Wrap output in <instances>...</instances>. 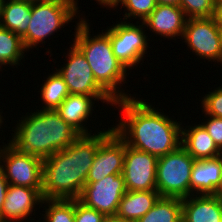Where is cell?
<instances>
[{
    "label": "cell",
    "instance_id": "obj_1",
    "mask_svg": "<svg viewBox=\"0 0 222 222\" xmlns=\"http://www.w3.org/2000/svg\"><path fill=\"white\" fill-rule=\"evenodd\" d=\"M138 95L115 102L113 111L117 108L121 115L117 113L115 125L110 126L126 145L157 158L177 150L181 146L183 120L169 117L153 102H146L149 99Z\"/></svg>",
    "mask_w": 222,
    "mask_h": 222
},
{
    "label": "cell",
    "instance_id": "obj_2",
    "mask_svg": "<svg viewBox=\"0 0 222 222\" xmlns=\"http://www.w3.org/2000/svg\"><path fill=\"white\" fill-rule=\"evenodd\" d=\"M99 125L90 126L96 130L92 134H81L70 146L43 159V199H79L99 145L114 131L102 120Z\"/></svg>",
    "mask_w": 222,
    "mask_h": 222
},
{
    "label": "cell",
    "instance_id": "obj_3",
    "mask_svg": "<svg viewBox=\"0 0 222 222\" xmlns=\"http://www.w3.org/2000/svg\"><path fill=\"white\" fill-rule=\"evenodd\" d=\"M36 109V110H35ZM29 110L12 128L9 143L17 150L45 159L70 146L81 134L56 110Z\"/></svg>",
    "mask_w": 222,
    "mask_h": 222
},
{
    "label": "cell",
    "instance_id": "obj_4",
    "mask_svg": "<svg viewBox=\"0 0 222 222\" xmlns=\"http://www.w3.org/2000/svg\"><path fill=\"white\" fill-rule=\"evenodd\" d=\"M89 21L85 16L75 21L72 43L86 57L95 80L115 101L136 96L125 89L130 72L113 54L109 36L103 30L94 35Z\"/></svg>",
    "mask_w": 222,
    "mask_h": 222
},
{
    "label": "cell",
    "instance_id": "obj_5",
    "mask_svg": "<svg viewBox=\"0 0 222 222\" xmlns=\"http://www.w3.org/2000/svg\"><path fill=\"white\" fill-rule=\"evenodd\" d=\"M79 8L76 0H47L32 3L27 33L22 37L28 53L31 49L42 47L55 33L61 32L60 30L65 31L64 27L70 25V22L74 23L73 20L83 19L84 16Z\"/></svg>",
    "mask_w": 222,
    "mask_h": 222
},
{
    "label": "cell",
    "instance_id": "obj_6",
    "mask_svg": "<svg viewBox=\"0 0 222 222\" xmlns=\"http://www.w3.org/2000/svg\"><path fill=\"white\" fill-rule=\"evenodd\" d=\"M106 29V30H105ZM103 31L109 36L113 54L131 73L139 64L144 65L145 57L150 56L148 52L154 46L149 39L143 22L133 23L131 21L119 20L112 26L105 27ZM151 40V41H150ZM151 46V47H150ZM147 55V56H146ZM142 62V63H141Z\"/></svg>",
    "mask_w": 222,
    "mask_h": 222
},
{
    "label": "cell",
    "instance_id": "obj_7",
    "mask_svg": "<svg viewBox=\"0 0 222 222\" xmlns=\"http://www.w3.org/2000/svg\"><path fill=\"white\" fill-rule=\"evenodd\" d=\"M67 52H63L65 60L60 68H55L65 81L70 94L86 95L93 97L99 105V101L113 109L115 100L97 83L92 69L83 53L72 43Z\"/></svg>",
    "mask_w": 222,
    "mask_h": 222
},
{
    "label": "cell",
    "instance_id": "obj_8",
    "mask_svg": "<svg viewBox=\"0 0 222 222\" xmlns=\"http://www.w3.org/2000/svg\"><path fill=\"white\" fill-rule=\"evenodd\" d=\"M195 159L180 146L158 158L156 188L161 197L184 199L190 196V178Z\"/></svg>",
    "mask_w": 222,
    "mask_h": 222
},
{
    "label": "cell",
    "instance_id": "obj_9",
    "mask_svg": "<svg viewBox=\"0 0 222 222\" xmlns=\"http://www.w3.org/2000/svg\"><path fill=\"white\" fill-rule=\"evenodd\" d=\"M194 58L222 66V48L219 24L213 17L188 18L181 38ZM192 50V51H191ZM206 60V61H205ZM218 63V64H217Z\"/></svg>",
    "mask_w": 222,
    "mask_h": 222
},
{
    "label": "cell",
    "instance_id": "obj_10",
    "mask_svg": "<svg viewBox=\"0 0 222 222\" xmlns=\"http://www.w3.org/2000/svg\"><path fill=\"white\" fill-rule=\"evenodd\" d=\"M4 144V145H2ZM0 145V169L10 185L43 187V159L17 150L8 140Z\"/></svg>",
    "mask_w": 222,
    "mask_h": 222
},
{
    "label": "cell",
    "instance_id": "obj_11",
    "mask_svg": "<svg viewBox=\"0 0 222 222\" xmlns=\"http://www.w3.org/2000/svg\"><path fill=\"white\" fill-rule=\"evenodd\" d=\"M123 175H109L96 182H86L79 200L105 216H115L126 193Z\"/></svg>",
    "mask_w": 222,
    "mask_h": 222
},
{
    "label": "cell",
    "instance_id": "obj_12",
    "mask_svg": "<svg viewBox=\"0 0 222 222\" xmlns=\"http://www.w3.org/2000/svg\"><path fill=\"white\" fill-rule=\"evenodd\" d=\"M158 158L150 153L126 145L122 175L127 191L157 190Z\"/></svg>",
    "mask_w": 222,
    "mask_h": 222
},
{
    "label": "cell",
    "instance_id": "obj_13",
    "mask_svg": "<svg viewBox=\"0 0 222 222\" xmlns=\"http://www.w3.org/2000/svg\"><path fill=\"white\" fill-rule=\"evenodd\" d=\"M42 202V188L9 184L1 211V222H35L36 216L37 219L40 217Z\"/></svg>",
    "mask_w": 222,
    "mask_h": 222
},
{
    "label": "cell",
    "instance_id": "obj_14",
    "mask_svg": "<svg viewBox=\"0 0 222 222\" xmlns=\"http://www.w3.org/2000/svg\"><path fill=\"white\" fill-rule=\"evenodd\" d=\"M125 159V141L113 131L98 147L86 182H96L109 175H120Z\"/></svg>",
    "mask_w": 222,
    "mask_h": 222
},
{
    "label": "cell",
    "instance_id": "obj_15",
    "mask_svg": "<svg viewBox=\"0 0 222 222\" xmlns=\"http://www.w3.org/2000/svg\"><path fill=\"white\" fill-rule=\"evenodd\" d=\"M186 16L183 10L179 6L157 4L154 11L144 20V25L148 31V36L165 38L174 40L182 38L185 29ZM154 34V35H153ZM153 35V36H152ZM161 37V38H160ZM177 37V38H176Z\"/></svg>",
    "mask_w": 222,
    "mask_h": 222
},
{
    "label": "cell",
    "instance_id": "obj_16",
    "mask_svg": "<svg viewBox=\"0 0 222 222\" xmlns=\"http://www.w3.org/2000/svg\"><path fill=\"white\" fill-rule=\"evenodd\" d=\"M95 103L97 105L98 102L91 96L69 94L56 111L66 123L70 124L80 134H92L94 130L88 127L92 124H96L93 123L97 118V114H95L94 111L96 109ZM93 113L95 115H92ZM90 121L92 124H90Z\"/></svg>",
    "mask_w": 222,
    "mask_h": 222
},
{
    "label": "cell",
    "instance_id": "obj_17",
    "mask_svg": "<svg viewBox=\"0 0 222 222\" xmlns=\"http://www.w3.org/2000/svg\"><path fill=\"white\" fill-rule=\"evenodd\" d=\"M182 222H222V197L202 194L182 199Z\"/></svg>",
    "mask_w": 222,
    "mask_h": 222
},
{
    "label": "cell",
    "instance_id": "obj_18",
    "mask_svg": "<svg viewBox=\"0 0 222 222\" xmlns=\"http://www.w3.org/2000/svg\"><path fill=\"white\" fill-rule=\"evenodd\" d=\"M192 123V125H191ZM188 125L182 123L181 146L195 160L217 158L221 150L217 147L214 140L210 137L204 126L197 121ZM185 125V126H184Z\"/></svg>",
    "mask_w": 222,
    "mask_h": 222
},
{
    "label": "cell",
    "instance_id": "obj_19",
    "mask_svg": "<svg viewBox=\"0 0 222 222\" xmlns=\"http://www.w3.org/2000/svg\"><path fill=\"white\" fill-rule=\"evenodd\" d=\"M221 160H195L190 178V196L202 194H218L221 182Z\"/></svg>",
    "mask_w": 222,
    "mask_h": 222
},
{
    "label": "cell",
    "instance_id": "obj_20",
    "mask_svg": "<svg viewBox=\"0 0 222 222\" xmlns=\"http://www.w3.org/2000/svg\"><path fill=\"white\" fill-rule=\"evenodd\" d=\"M160 197L157 190L126 191L115 216L121 222H137L154 206Z\"/></svg>",
    "mask_w": 222,
    "mask_h": 222
},
{
    "label": "cell",
    "instance_id": "obj_21",
    "mask_svg": "<svg viewBox=\"0 0 222 222\" xmlns=\"http://www.w3.org/2000/svg\"><path fill=\"white\" fill-rule=\"evenodd\" d=\"M32 4L21 0H4L0 26L21 38L27 33Z\"/></svg>",
    "mask_w": 222,
    "mask_h": 222
},
{
    "label": "cell",
    "instance_id": "obj_22",
    "mask_svg": "<svg viewBox=\"0 0 222 222\" xmlns=\"http://www.w3.org/2000/svg\"><path fill=\"white\" fill-rule=\"evenodd\" d=\"M46 76L44 80L42 79V84L37 86H41L37 92L40 93L39 99L42 105H35V107H39L41 110H56L70 92L65 81L56 70Z\"/></svg>",
    "mask_w": 222,
    "mask_h": 222
},
{
    "label": "cell",
    "instance_id": "obj_23",
    "mask_svg": "<svg viewBox=\"0 0 222 222\" xmlns=\"http://www.w3.org/2000/svg\"><path fill=\"white\" fill-rule=\"evenodd\" d=\"M27 52L20 36L0 26V63L5 68L22 66Z\"/></svg>",
    "mask_w": 222,
    "mask_h": 222
},
{
    "label": "cell",
    "instance_id": "obj_24",
    "mask_svg": "<svg viewBox=\"0 0 222 222\" xmlns=\"http://www.w3.org/2000/svg\"><path fill=\"white\" fill-rule=\"evenodd\" d=\"M137 222H182V199L160 197Z\"/></svg>",
    "mask_w": 222,
    "mask_h": 222
},
{
    "label": "cell",
    "instance_id": "obj_25",
    "mask_svg": "<svg viewBox=\"0 0 222 222\" xmlns=\"http://www.w3.org/2000/svg\"><path fill=\"white\" fill-rule=\"evenodd\" d=\"M41 208L36 222H75V199H43Z\"/></svg>",
    "mask_w": 222,
    "mask_h": 222
},
{
    "label": "cell",
    "instance_id": "obj_26",
    "mask_svg": "<svg viewBox=\"0 0 222 222\" xmlns=\"http://www.w3.org/2000/svg\"><path fill=\"white\" fill-rule=\"evenodd\" d=\"M156 6V0H119L118 3L110 10L114 11L116 9L118 14V11L121 12V10H123L122 8H124V14L121 16L123 18H120L119 20L127 22L131 20L132 22L136 19L138 20L137 22H144V20L154 11Z\"/></svg>",
    "mask_w": 222,
    "mask_h": 222
},
{
    "label": "cell",
    "instance_id": "obj_27",
    "mask_svg": "<svg viewBox=\"0 0 222 222\" xmlns=\"http://www.w3.org/2000/svg\"><path fill=\"white\" fill-rule=\"evenodd\" d=\"M215 0H180L186 18L213 17Z\"/></svg>",
    "mask_w": 222,
    "mask_h": 222
},
{
    "label": "cell",
    "instance_id": "obj_28",
    "mask_svg": "<svg viewBox=\"0 0 222 222\" xmlns=\"http://www.w3.org/2000/svg\"><path fill=\"white\" fill-rule=\"evenodd\" d=\"M213 89L198 99L199 105L206 115L222 118V85H214Z\"/></svg>",
    "mask_w": 222,
    "mask_h": 222
},
{
    "label": "cell",
    "instance_id": "obj_29",
    "mask_svg": "<svg viewBox=\"0 0 222 222\" xmlns=\"http://www.w3.org/2000/svg\"><path fill=\"white\" fill-rule=\"evenodd\" d=\"M204 118L199 121L207 130L210 137L214 140L217 147L222 151V118L208 116L201 111Z\"/></svg>",
    "mask_w": 222,
    "mask_h": 222
},
{
    "label": "cell",
    "instance_id": "obj_30",
    "mask_svg": "<svg viewBox=\"0 0 222 222\" xmlns=\"http://www.w3.org/2000/svg\"><path fill=\"white\" fill-rule=\"evenodd\" d=\"M105 215L75 199V222H101Z\"/></svg>",
    "mask_w": 222,
    "mask_h": 222
},
{
    "label": "cell",
    "instance_id": "obj_31",
    "mask_svg": "<svg viewBox=\"0 0 222 222\" xmlns=\"http://www.w3.org/2000/svg\"><path fill=\"white\" fill-rule=\"evenodd\" d=\"M8 187L9 183L5 178L3 171L0 169V222H1V211L6 198Z\"/></svg>",
    "mask_w": 222,
    "mask_h": 222
},
{
    "label": "cell",
    "instance_id": "obj_32",
    "mask_svg": "<svg viewBox=\"0 0 222 222\" xmlns=\"http://www.w3.org/2000/svg\"><path fill=\"white\" fill-rule=\"evenodd\" d=\"M213 18L219 25H222V0H215Z\"/></svg>",
    "mask_w": 222,
    "mask_h": 222
},
{
    "label": "cell",
    "instance_id": "obj_33",
    "mask_svg": "<svg viewBox=\"0 0 222 222\" xmlns=\"http://www.w3.org/2000/svg\"><path fill=\"white\" fill-rule=\"evenodd\" d=\"M98 5H100V8L102 7L103 9H107L110 10V8L112 9L117 3L119 0H95Z\"/></svg>",
    "mask_w": 222,
    "mask_h": 222
},
{
    "label": "cell",
    "instance_id": "obj_34",
    "mask_svg": "<svg viewBox=\"0 0 222 222\" xmlns=\"http://www.w3.org/2000/svg\"><path fill=\"white\" fill-rule=\"evenodd\" d=\"M4 110L2 109H0V129H5V127L7 128V126H5L6 125V122H5V118H6V116L4 115V117H3V112ZM5 122V123H4ZM5 124V125H4ZM3 125H4V127H3ZM1 127H3V128H1ZM0 131H2V132H0V134H1V136L3 135V131H5V130H0ZM3 137H0V140L2 139Z\"/></svg>",
    "mask_w": 222,
    "mask_h": 222
},
{
    "label": "cell",
    "instance_id": "obj_35",
    "mask_svg": "<svg viewBox=\"0 0 222 222\" xmlns=\"http://www.w3.org/2000/svg\"><path fill=\"white\" fill-rule=\"evenodd\" d=\"M157 4H167L179 6L180 0H156Z\"/></svg>",
    "mask_w": 222,
    "mask_h": 222
},
{
    "label": "cell",
    "instance_id": "obj_36",
    "mask_svg": "<svg viewBox=\"0 0 222 222\" xmlns=\"http://www.w3.org/2000/svg\"><path fill=\"white\" fill-rule=\"evenodd\" d=\"M101 222H121L116 216H105Z\"/></svg>",
    "mask_w": 222,
    "mask_h": 222
},
{
    "label": "cell",
    "instance_id": "obj_37",
    "mask_svg": "<svg viewBox=\"0 0 222 222\" xmlns=\"http://www.w3.org/2000/svg\"><path fill=\"white\" fill-rule=\"evenodd\" d=\"M218 157L221 160V167H222V151ZM218 195L222 197V168H221V182H220V187L218 188Z\"/></svg>",
    "mask_w": 222,
    "mask_h": 222
},
{
    "label": "cell",
    "instance_id": "obj_38",
    "mask_svg": "<svg viewBox=\"0 0 222 222\" xmlns=\"http://www.w3.org/2000/svg\"><path fill=\"white\" fill-rule=\"evenodd\" d=\"M21 1H25V2H28V3H36V2H43V1H47V0H21Z\"/></svg>",
    "mask_w": 222,
    "mask_h": 222
},
{
    "label": "cell",
    "instance_id": "obj_39",
    "mask_svg": "<svg viewBox=\"0 0 222 222\" xmlns=\"http://www.w3.org/2000/svg\"><path fill=\"white\" fill-rule=\"evenodd\" d=\"M3 69H4L5 71H4ZM0 71H1V72H2V71L6 72V71H8V70H6L5 67L0 63ZM1 72H0V73H1ZM0 75L2 76V73H1Z\"/></svg>",
    "mask_w": 222,
    "mask_h": 222
},
{
    "label": "cell",
    "instance_id": "obj_40",
    "mask_svg": "<svg viewBox=\"0 0 222 222\" xmlns=\"http://www.w3.org/2000/svg\"><path fill=\"white\" fill-rule=\"evenodd\" d=\"M3 3H4V0H0V17H1Z\"/></svg>",
    "mask_w": 222,
    "mask_h": 222
},
{
    "label": "cell",
    "instance_id": "obj_41",
    "mask_svg": "<svg viewBox=\"0 0 222 222\" xmlns=\"http://www.w3.org/2000/svg\"><path fill=\"white\" fill-rule=\"evenodd\" d=\"M220 35H221V48H222V25H219Z\"/></svg>",
    "mask_w": 222,
    "mask_h": 222
}]
</instances>
